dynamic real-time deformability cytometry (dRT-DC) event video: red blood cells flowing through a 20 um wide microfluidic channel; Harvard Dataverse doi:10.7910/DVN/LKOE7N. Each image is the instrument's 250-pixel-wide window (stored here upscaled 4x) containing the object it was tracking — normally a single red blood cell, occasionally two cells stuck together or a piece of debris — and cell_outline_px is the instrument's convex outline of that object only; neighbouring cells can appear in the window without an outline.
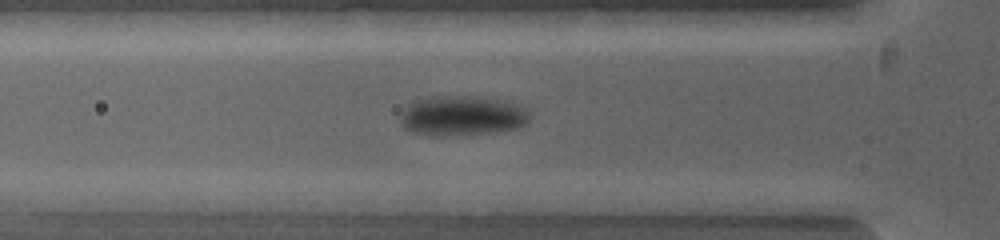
{"species": "common noctule bat (a hibernating species)", "species_latin": "Nyctalus noctula", "temperature_condition": "warm", "stored_images_in_passage": 8, "camera_frame_rate_fps": 5000, "um_per_image_px": 0.085, "animal": {"sex": "female", "body_mass_g": 19.0, "forearm_length_mm": 53.3}, "frame": {"image": 1, "passage_image": 6, "time_ms": 1.4, "image_size_px": [1000, 240], "cell_outline_px": [[528, 120], [520, 128], [496, 132], [452, 136], [432, 136], [412, 132], [404, 128], [400, 120], [400, 116], [408, 104], [420, 100], [464, 96], [496, 100], [512, 104], [524, 108], [528, 112]], "centroid_in_image_um": [39.26, 9.9], "position_along_channel_um": 86.5, "area_um2": 29.25}}